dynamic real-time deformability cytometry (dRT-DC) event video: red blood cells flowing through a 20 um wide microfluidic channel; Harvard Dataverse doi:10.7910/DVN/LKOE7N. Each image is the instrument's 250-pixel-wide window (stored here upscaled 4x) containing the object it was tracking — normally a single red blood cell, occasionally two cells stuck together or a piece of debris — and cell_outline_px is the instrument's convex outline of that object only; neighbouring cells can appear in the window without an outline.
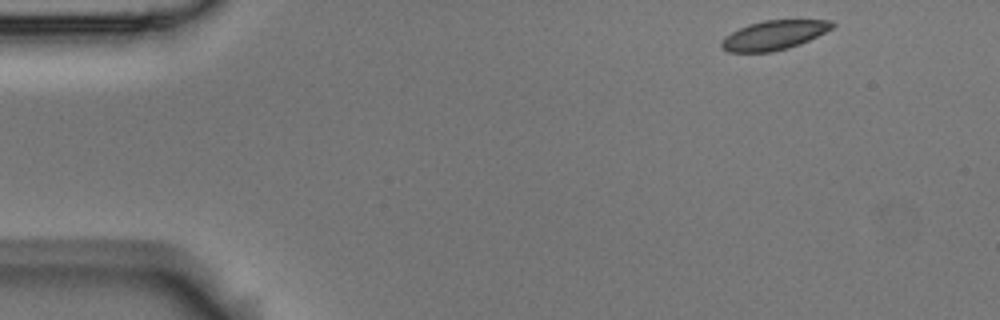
{"species": "Egyptian fruit bat (a non-hibernating species)", "species_latin": "Rousettus aegyptiacus", "temperature_condition": "room temperature", "stored_images_in_passage": 49, "camera_frame_rate_fps": 3000, "um_per_image_px": 0.085, "animal": {"sex": "male"}, "frame": {"image": 1, "passage_image": 1, "time_ms": 0.0, "image_size_px": [1000, 320], "cell_outline_px": [[836, 24], [832, 28], [800, 44], [788, 48], [772, 52], [728, 52], [720, 48], [720, 44], [724, 36], [748, 24], [764, 20], [832, 20]], "centroid_in_image_um": [65.75, 2.99], "position_along_channel_um": 19.2, "area_um2": 18.9}}
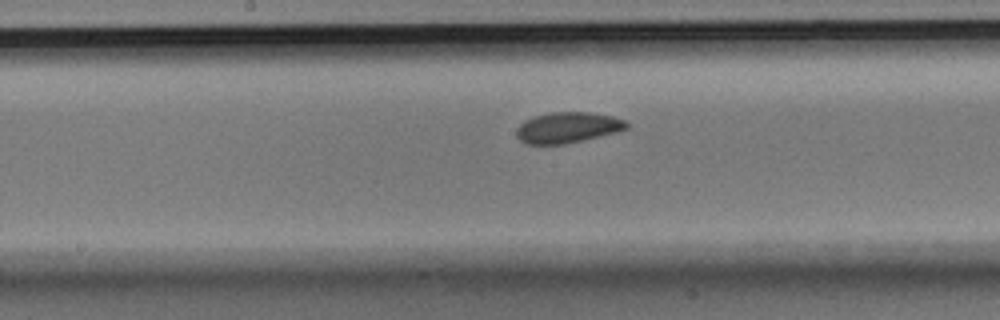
{"frame": {"image": 2, "passage_image": 23, "time_ms": 7.333, "image_size_px": [1000, 320], "cell_outline_px": [[628, 128], [616, 132], [564, 144], [524, 144], [516, 136], [516, 128], [524, 120], [532, 116], [552, 112], [588, 112], [612, 116], [624, 120], [628, 124]], "centroid_in_image_um": [48.2, 10.83], "position_along_channel_um": 200.0, "area_um2": 19.71}}
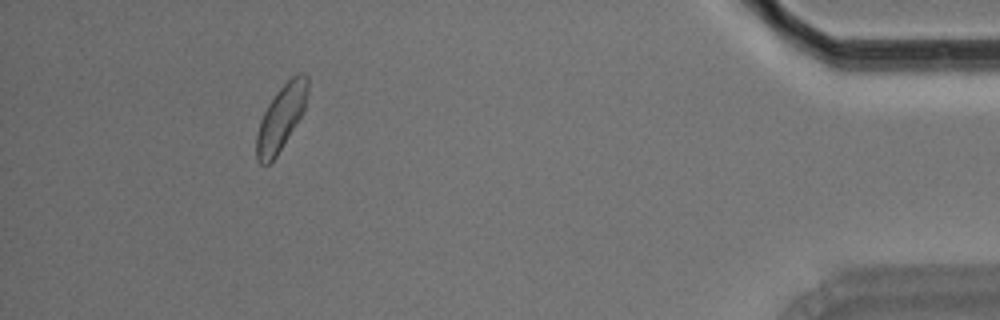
{"frame": {"image": 3, "passage_image": 45, "time_ms": 14.667, "image_size_px": [1000, 320], "cell_outline_px": [[308, 92], [304, 108], [300, 116], [276, 156], [268, 164], [260, 164], [256, 160], [256, 136], [260, 120], [268, 104], [276, 92], [296, 72], [304, 72], [308, 76]], "centroid_in_image_um": [23.88, 9.96], "position_along_channel_um": 411.3, "area_um2": 19.13}, "authors_computed_cell_mechanics": {"area_um2": 19.7098, "velocity_mm_per_s": 3.6864, "shape_relaxation_time_tau1_ms": 4.1585, "shape_relaxation_time_tau2_ms": 3.6004, "deformation_change_tau1": 0.0726, "deformation_change_tau2": 0.0756}}